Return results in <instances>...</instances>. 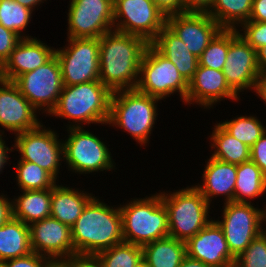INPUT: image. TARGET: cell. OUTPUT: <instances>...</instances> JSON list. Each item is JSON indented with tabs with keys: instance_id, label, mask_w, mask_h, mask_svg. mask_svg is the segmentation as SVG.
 I'll return each mask as SVG.
<instances>
[{
	"instance_id": "1",
	"label": "cell",
	"mask_w": 266,
	"mask_h": 267,
	"mask_svg": "<svg viewBox=\"0 0 266 267\" xmlns=\"http://www.w3.org/2000/svg\"><path fill=\"white\" fill-rule=\"evenodd\" d=\"M99 80L113 93L132 90L149 43L142 37L110 31L99 38Z\"/></svg>"
},
{
	"instance_id": "2",
	"label": "cell",
	"mask_w": 266,
	"mask_h": 267,
	"mask_svg": "<svg viewBox=\"0 0 266 267\" xmlns=\"http://www.w3.org/2000/svg\"><path fill=\"white\" fill-rule=\"evenodd\" d=\"M74 256H96L121 244L123 226L120 209H113L92 197L71 227Z\"/></svg>"
},
{
	"instance_id": "3",
	"label": "cell",
	"mask_w": 266,
	"mask_h": 267,
	"mask_svg": "<svg viewBox=\"0 0 266 267\" xmlns=\"http://www.w3.org/2000/svg\"><path fill=\"white\" fill-rule=\"evenodd\" d=\"M112 92L100 81L63 86L58 103L50 113L75 122L108 123Z\"/></svg>"
},
{
	"instance_id": "4",
	"label": "cell",
	"mask_w": 266,
	"mask_h": 267,
	"mask_svg": "<svg viewBox=\"0 0 266 267\" xmlns=\"http://www.w3.org/2000/svg\"><path fill=\"white\" fill-rule=\"evenodd\" d=\"M119 209L124 242L143 247L169 236L168 213L160 194L134 200Z\"/></svg>"
},
{
	"instance_id": "5",
	"label": "cell",
	"mask_w": 266,
	"mask_h": 267,
	"mask_svg": "<svg viewBox=\"0 0 266 267\" xmlns=\"http://www.w3.org/2000/svg\"><path fill=\"white\" fill-rule=\"evenodd\" d=\"M158 100L136 89L113 92L108 123L124 128L135 140L145 144L156 120L155 103Z\"/></svg>"
},
{
	"instance_id": "6",
	"label": "cell",
	"mask_w": 266,
	"mask_h": 267,
	"mask_svg": "<svg viewBox=\"0 0 266 267\" xmlns=\"http://www.w3.org/2000/svg\"><path fill=\"white\" fill-rule=\"evenodd\" d=\"M167 195L161 193L170 237L186 242L210 222L207 219L210 204L196 187Z\"/></svg>"
},
{
	"instance_id": "7",
	"label": "cell",
	"mask_w": 266,
	"mask_h": 267,
	"mask_svg": "<svg viewBox=\"0 0 266 267\" xmlns=\"http://www.w3.org/2000/svg\"><path fill=\"white\" fill-rule=\"evenodd\" d=\"M136 90L159 99L174 93H180L182 100L186 102L188 83L180 75L177 67L166 57L160 54L151 44L144 52Z\"/></svg>"
},
{
	"instance_id": "8",
	"label": "cell",
	"mask_w": 266,
	"mask_h": 267,
	"mask_svg": "<svg viewBox=\"0 0 266 267\" xmlns=\"http://www.w3.org/2000/svg\"><path fill=\"white\" fill-rule=\"evenodd\" d=\"M69 46L55 50L65 86L99 80V38H69Z\"/></svg>"
},
{
	"instance_id": "9",
	"label": "cell",
	"mask_w": 266,
	"mask_h": 267,
	"mask_svg": "<svg viewBox=\"0 0 266 267\" xmlns=\"http://www.w3.org/2000/svg\"><path fill=\"white\" fill-rule=\"evenodd\" d=\"M13 82L36 110L47 106L49 114L56 107L64 86L56 55L35 70L23 73Z\"/></svg>"
},
{
	"instance_id": "10",
	"label": "cell",
	"mask_w": 266,
	"mask_h": 267,
	"mask_svg": "<svg viewBox=\"0 0 266 267\" xmlns=\"http://www.w3.org/2000/svg\"><path fill=\"white\" fill-rule=\"evenodd\" d=\"M114 30L144 38L149 44L166 25L165 15L153 0H113ZM116 20V21H115Z\"/></svg>"
},
{
	"instance_id": "11",
	"label": "cell",
	"mask_w": 266,
	"mask_h": 267,
	"mask_svg": "<svg viewBox=\"0 0 266 267\" xmlns=\"http://www.w3.org/2000/svg\"><path fill=\"white\" fill-rule=\"evenodd\" d=\"M70 135L63 143V159L69 168L81 173L112 169L113 163L106 145L80 125L70 126Z\"/></svg>"
},
{
	"instance_id": "12",
	"label": "cell",
	"mask_w": 266,
	"mask_h": 267,
	"mask_svg": "<svg viewBox=\"0 0 266 267\" xmlns=\"http://www.w3.org/2000/svg\"><path fill=\"white\" fill-rule=\"evenodd\" d=\"M222 221H216L222 228L231 254L237 258L261 233V210L251 203L226 202Z\"/></svg>"
},
{
	"instance_id": "13",
	"label": "cell",
	"mask_w": 266,
	"mask_h": 267,
	"mask_svg": "<svg viewBox=\"0 0 266 267\" xmlns=\"http://www.w3.org/2000/svg\"><path fill=\"white\" fill-rule=\"evenodd\" d=\"M113 11V0H71L68 38H100L114 25Z\"/></svg>"
},
{
	"instance_id": "14",
	"label": "cell",
	"mask_w": 266,
	"mask_h": 267,
	"mask_svg": "<svg viewBox=\"0 0 266 267\" xmlns=\"http://www.w3.org/2000/svg\"><path fill=\"white\" fill-rule=\"evenodd\" d=\"M236 30L229 29V47L222 71L228 85L237 94L244 88H254L260 73L257 51Z\"/></svg>"
},
{
	"instance_id": "15",
	"label": "cell",
	"mask_w": 266,
	"mask_h": 267,
	"mask_svg": "<svg viewBox=\"0 0 266 267\" xmlns=\"http://www.w3.org/2000/svg\"><path fill=\"white\" fill-rule=\"evenodd\" d=\"M42 126L16 134L15 146L21 153L20 160L37 164L56 180L59 161L64 155L63 143H59L54 131L41 130Z\"/></svg>"
},
{
	"instance_id": "16",
	"label": "cell",
	"mask_w": 266,
	"mask_h": 267,
	"mask_svg": "<svg viewBox=\"0 0 266 267\" xmlns=\"http://www.w3.org/2000/svg\"><path fill=\"white\" fill-rule=\"evenodd\" d=\"M166 25L178 35L188 50L197 57L223 29L208 13L195 12L167 16Z\"/></svg>"
},
{
	"instance_id": "17",
	"label": "cell",
	"mask_w": 266,
	"mask_h": 267,
	"mask_svg": "<svg viewBox=\"0 0 266 267\" xmlns=\"http://www.w3.org/2000/svg\"><path fill=\"white\" fill-rule=\"evenodd\" d=\"M29 235L32 252L44 255L41 253L44 251V256L51 260L74 256L71 227L55 218L48 217L30 224Z\"/></svg>"
},
{
	"instance_id": "18",
	"label": "cell",
	"mask_w": 266,
	"mask_h": 267,
	"mask_svg": "<svg viewBox=\"0 0 266 267\" xmlns=\"http://www.w3.org/2000/svg\"><path fill=\"white\" fill-rule=\"evenodd\" d=\"M187 255L209 267H234L236 258L231 254L222 228L211 220L186 242Z\"/></svg>"
},
{
	"instance_id": "19",
	"label": "cell",
	"mask_w": 266,
	"mask_h": 267,
	"mask_svg": "<svg viewBox=\"0 0 266 267\" xmlns=\"http://www.w3.org/2000/svg\"><path fill=\"white\" fill-rule=\"evenodd\" d=\"M0 125L19 133L35 129L38 122L35 108L22 95L13 81L0 79Z\"/></svg>"
},
{
	"instance_id": "20",
	"label": "cell",
	"mask_w": 266,
	"mask_h": 267,
	"mask_svg": "<svg viewBox=\"0 0 266 267\" xmlns=\"http://www.w3.org/2000/svg\"><path fill=\"white\" fill-rule=\"evenodd\" d=\"M23 37L0 69L2 79L14 81L23 73L31 72L44 65L55 55V50L44 45L40 40Z\"/></svg>"
},
{
	"instance_id": "21",
	"label": "cell",
	"mask_w": 266,
	"mask_h": 267,
	"mask_svg": "<svg viewBox=\"0 0 266 267\" xmlns=\"http://www.w3.org/2000/svg\"><path fill=\"white\" fill-rule=\"evenodd\" d=\"M237 95L228 85L222 70L199 65L194 77L188 83L186 102L195 101L204 107H209L224 97L238 99Z\"/></svg>"
},
{
	"instance_id": "22",
	"label": "cell",
	"mask_w": 266,
	"mask_h": 267,
	"mask_svg": "<svg viewBox=\"0 0 266 267\" xmlns=\"http://www.w3.org/2000/svg\"><path fill=\"white\" fill-rule=\"evenodd\" d=\"M150 44L177 67L187 83L192 80L199 66L198 57L188 50L178 35L167 25Z\"/></svg>"
},
{
	"instance_id": "23",
	"label": "cell",
	"mask_w": 266,
	"mask_h": 267,
	"mask_svg": "<svg viewBox=\"0 0 266 267\" xmlns=\"http://www.w3.org/2000/svg\"><path fill=\"white\" fill-rule=\"evenodd\" d=\"M237 165L210 158L203 174V186H195L210 204L215 195H225V202H235Z\"/></svg>"
},
{
	"instance_id": "24",
	"label": "cell",
	"mask_w": 266,
	"mask_h": 267,
	"mask_svg": "<svg viewBox=\"0 0 266 267\" xmlns=\"http://www.w3.org/2000/svg\"><path fill=\"white\" fill-rule=\"evenodd\" d=\"M92 197L68 187L52 188L50 217L72 227Z\"/></svg>"
},
{
	"instance_id": "25",
	"label": "cell",
	"mask_w": 266,
	"mask_h": 267,
	"mask_svg": "<svg viewBox=\"0 0 266 267\" xmlns=\"http://www.w3.org/2000/svg\"><path fill=\"white\" fill-rule=\"evenodd\" d=\"M31 252L29 225L11 217L0 227V261L24 257Z\"/></svg>"
},
{
	"instance_id": "26",
	"label": "cell",
	"mask_w": 266,
	"mask_h": 267,
	"mask_svg": "<svg viewBox=\"0 0 266 267\" xmlns=\"http://www.w3.org/2000/svg\"><path fill=\"white\" fill-rule=\"evenodd\" d=\"M12 203L13 217L26 225L50 217L52 189L27 190ZM29 223V224H28Z\"/></svg>"
},
{
	"instance_id": "27",
	"label": "cell",
	"mask_w": 266,
	"mask_h": 267,
	"mask_svg": "<svg viewBox=\"0 0 266 267\" xmlns=\"http://www.w3.org/2000/svg\"><path fill=\"white\" fill-rule=\"evenodd\" d=\"M143 260L150 267H179L187 255L184 241L167 236L142 247Z\"/></svg>"
},
{
	"instance_id": "28",
	"label": "cell",
	"mask_w": 266,
	"mask_h": 267,
	"mask_svg": "<svg viewBox=\"0 0 266 267\" xmlns=\"http://www.w3.org/2000/svg\"><path fill=\"white\" fill-rule=\"evenodd\" d=\"M265 190L266 176L252 160L237 165L236 203H248L245 197L254 198L260 196Z\"/></svg>"
},
{
	"instance_id": "29",
	"label": "cell",
	"mask_w": 266,
	"mask_h": 267,
	"mask_svg": "<svg viewBox=\"0 0 266 267\" xmlns=\"http://www.w3.org/2000/svg\"><path fill=\"white\" fill-rule=\"evenodd\" d=\"M253 0H214L208 15L223 29H235L237 22L249 21Z\"/></svg>"
},
{
	"instance_id": "30",
	"label": "cell",
	"mask_w": 266,
	"mask_h": 267,
	"mask_svg": "<svg viewBox=\"0 0 266 267\" xmlns=\"http://www.w3.org/2000/svg\"><path fill=\"white\" fill-rule=\"evenodd\" d=\"M211 140L217 148L212 158L236 165L250 160V148L231 136L220 123L215 126Z\"/></svg>"
},
{
	"instance_id": "31",
	"label": "cell",
	"mask_w": 266,
	"mask_h": 267,
	"mask_svg": "<svg viewBox=\"0 0 266 267\" xmlns=\"http://www.w3.org/2000/svg\"><path fill=\"white\" fill-rule=\"evenodd\" d=\"M96 257L103 267H137L143 260L141 246L123 242L99 252Z\"/></svg>"
},
{
	"instance_id": "32",
	"label": "cell",
	"mask_w": 266,
	"mask_h": 267,
	"mask_svg": "<svg viewBox=\"0 0 266 267\" xmlns=\"http://www.w3.org/2000/svg\"><path fill=\"white\" fill-rule=\"evenodd\" d=\"M17 181L23 191L52 189L56 180L35 163L20 160L18 162Z\"/></svg>"
},
{
	"instance_id": "33",
	"label": "cell",
	"mask_w": 266,
	"mask_h": 267,
	"mask_svg": "<svg viewBox=\"0 0 266 267\" xmlns=\"http://www.w3.org/2000/svg\"><path fill=\"white\" fill-rule=\"evenodd\" d=\"M231 136L251 148L266 132L256 117L241 116L220 124Z\"/></svg>"
},
{
	"instance_id": "34",
	"label": "cell",
	"mask_w": 266,
	"mask_h": 267,
	"mask_svg": "<svg viewBox=\"0 0 266 267\" xmlns=\"http://www.w3.org/2000/svg\"><path fill=\"white\" fill-rule=\"evenodd\" d=\"M229 47V29H222L198 57L199 65L223 70Z\"/></svg>"
},
{
	"instance_id": "35",
	"label": "cell",
	"mask_w": 266,
	"mask_h": 267,
	"mask_svg": "<svg viewBox=\"0 0 266 267\" xmlns=\"http://www.w3.org/2000/svg\"><path fill=\"white\" fill-rule=\"evenodd\" d=\"M32 11L15 0H0V24L20 36L21 30L28 25Z\"/></svg>"
},
{
	"instance_id": "36",
	"label": "cell",
	"mask_w": 266,
	"mask_h": 267,
	"mask_svg": "<svg viewBox=\"0 0 266 267\" xmlns=\"http://www.w3.org/2000/svg\"><path fill=\"white\" fill-rule=\"evenodd\" d=\"M234 267H266V235L260 233L236 258Z\"/></svg>"
},
{
	"instance_id": "37",
	"label": "cell",
	"mask_w": 266,
	"mask_h": 267,
	"mask_svg": "<svg viewBox=\"0 0 266 267\" xmlns=\"http://www.w3.org/2000/svg\"><path fill=\"white\" fill-rule=\"evenodd\" d=\"M242 25L245 33L240 35L253 49L266 45V22L247 21Z\"/></svg>"
},
{
	"instance_id": "38",
	"label": "cell",
	"mask_w": 266,
	"mask_h": 267,
	"mask_svg": "<svg viewBox=\"0 0 266 267\" xmlns=\"http://www.w3.org/2000/svg\"><path fill=\"white\" fill-rule=\"evenodd\" d=\"M17 33L0 24V69L22 39Z\"/></svg>"
},
{
	"instance_id": "39",
	"label": "cell",
	"mask_w": 266,
	"mask_h": 267,
	"mask_svg": "<svg viewBox=\"0 0 266 267\" xmlns=\"http://www.w3.org/2000/svg\"><path fill=\"white\" fill-rule=\"evenodd\" d=\"M48 259V261H47ZM51 259L31 252L29 255L3 261L4 267H45Z\"/></svg>"
},
{
	"instance_id": "40",
	"label": "cell",
	"mask_w": 266,
	"mask_h": 267,
	"mask_svg": "<svg viewBox=\"0 0 266 267\" xmlns=\"http://www.w3.org/2000/svg\"><path fill=\"white\" fill-rule=\"evenodd\" d=\"M250 160H252L266 176V132L250 148Z\"/></svg>"
},
{
	"instance_id": "41",
	"label": "cell",
	"mask_w": 266,
	"mask_h": 267,
	"mask_svg": "<svg viewBox=\"0 0 266 267\" xmlns=\"http://www.w3.org/2000/svg\"><path fill=\"white\" fill-rule=\"evenodd\" d=\"M165 17L183 13L182 0H153Z\"/></svg>"
},
{
	"instance_id": "42",
	"label": "cell",
	"mask_w": 266,
	"mask_h": 267,
	"mask_svg": "<svg viewBox=\"0 0 266 267\" xmlns=\"http://www.w3.org/2000/svg\"><path fill=\"white\" fill-rule=\"evenodd\" d=\"M182 2H183V13L185 12L207 13L208 10L211 9L214 0H182Z\"/></svg>"
},
{
	"instance_id": "43",
	"label": "cell",
	"mask_w": 266,
	"mask_h": 267,
	"mask_svg": "<svg viewBox=\"0 0 266 267\" xmlns=\"http://www.w3.org/2000/svg\"><path fill=\"white\" fill-rule=\"evenodd\" d=\"M68 267H103L96 256L75 255L68 258Z\"/></svg>"
},
{
	"instance_id": "44",
	"label": "cell",
	"mask_w": 266,
	"mask_h": 267,
	"mask_svg": "<svg viewBox=\"0 0 266 267\" xmlns=\"http://www.w3.org/2000/svg\"><path fill=\"white\" fill-rule=\"evenodd\" d=\"M249 21L266 22V0H253Z\"/></svg>"
},
{
	"instance_id": "45",
	"label": "cell",
	"mask_w": 266,
	"mask_h": 267,
	"mask_svg": "<svg viewBox=\"0 0 266 267\" xmlns=\"http://www.w3.org/2000/svg\"><path fill=\"white\" fill-rule=\"evenodd\" d=\"M0 196V227L3 226L11 217H13L12 202Z\"/></svg>"
},
{
	"instance_id": "46",
	"label": "cell",
	"mask_w": 266,
	"mask_h": 267,
	"mask_svg": "<svg viewBox=\"0 0 266 267\" xmlns=\"http://www.w3.org/2000/svg\"><path fill=\"white\" fill-rule=\"evenodd\" d=\"M257 62L260 75H266V45L257 50Z\"/></svg>"
},
{
	"instance_id": "47",
	"label": "cell",
	"mask_w": 266,
	"mask_h": 267,
	"mask_svg": "<svg viewBox=\"0 0 266 267\" xmlns=\"http://www.w3.org/2000/svg\"><path fill=\"white\" fill-rule=\"evenodd\" d=\"M254 89L259 94L261 99L266 103V75H260L255 83Z\"/></svg>"
},
{
	"instance_id": "48",
	"label": "cell",
	"mask_w": 266,
	"mask_h": 267,
	"mask_svg": "<svg viewBox=\"0 0 266 267\" xmlns=\"http://www.w3.org/2000/svg\"><path fill=\"white\" fill-rule=\"evenodd\" d=\"M179 267H209L205 263L186 255Z\"/></svg>"
},
{
	"instance_id": "49",
	"label": "cell",
	"mask_w": 266,
	"mask_h": 267,
	"mask_svg": "<svg viewBox=\"0 0 266 267\" xmlns=\"http://www.w3.org/2000/svg\"><path fill=\"white\" fill-rule=\"evenodd\" d=\"M2 135H0V171L1 169L3 168L4 164L7 162V152L8 150L12 151V149H8L6 146H5V143L3 142L2 140Z\"/></svg>"
},
{
	"instance_id": "50",
	"label": "cell",
	"mask_w": 266,
	"mask_h": 267,
	"mask_svg": "<svg viewBox=\"0 0 266 267\" xmlns=\"http://www.w3.org/2000/svg\"><path fill=\"white\" fill-rule=\"evenodd\" d=\"M45 267H68V259H54L50 260Z\"/></svg>"
},
{
	"instance_id": "51",
	"label": "cell",
	"mask_w": 266,
	"mask_h": 267,
	"mask_svg": "<svg viewBox=\"0 0 266 267\" xmlns=\"http://www.w3.org/2000/svg\"><path fill=\"white\" fill-rule=\"evenodd\" d=\"M20 5L32 10V7H35L39 2H42V0H15Z\"/></svg>"
},
{
	"instance_id": "52",
	"label": "cell",
	"mask_w": 266,
	"mask_h": 267,
	"mask_svg": "<svg viewBox=\"0 0 266 267\" xmlns=\"http://www.w3.org/2000/svg\"><path fill=\"white\" fill-rule=\"evenodd\" d=\"M261 218H262V221L264 220V218L266 220V209H265V211H263V210L261 211ZM261 233L266 235V231H263V229H262Z\"/></svg>"
},
{
	"instance_id": "53",
	"label": "cell",
	"mask_w": 266,
	"mask_h": 267,
	"mask_svg": "<svg viewBox=\"0 0 266 267\" xmlns=\"http://www.w3.org/2000/svg\"><path fill=\"white\" fill-rule=\"evenodd\" d=\"M137 267H150L144 260Z\"/></svg>"
},
{
	"instance_id": "54",
	"label": "cell",
	"mask_w": 266,
	"mask_h": 267,
	"mask_svg": "<svg viewBox=\"0 0 266 267\" xmlns=\"http://www.w3.org/2000/svg\"><path fill=\"white\" fill-rule=\"evenodd\" d=\"M0 267H4L3 262L0 261Z\"/></svg>"
}]
</instances>
